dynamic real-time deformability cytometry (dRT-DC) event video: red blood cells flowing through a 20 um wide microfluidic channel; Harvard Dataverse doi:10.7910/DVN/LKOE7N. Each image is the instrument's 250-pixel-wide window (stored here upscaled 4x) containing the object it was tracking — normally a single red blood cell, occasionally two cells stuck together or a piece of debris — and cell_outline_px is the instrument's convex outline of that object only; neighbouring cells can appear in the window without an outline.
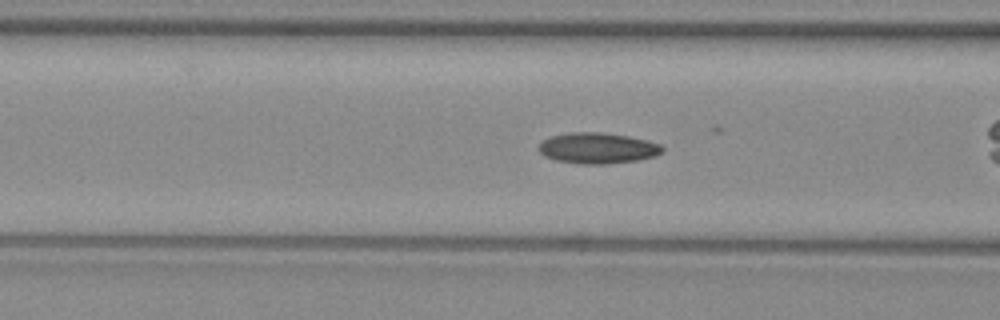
{"species": "common noctule bat (a hibernating species)", "species_latin": "Nyctalus noctula", "temperature_condition": "warm", "stored_images_in_passage": 40, "camera_frame_rate_fps": 3000, "um_per_image_px": 0.085, "animal": {"sex": "female", "body_mass_g": 29.2, "forearm_length_mm": 56.3}, "frame": {"image": 1, "passage_image": 6, "time_ms": 1.667, "image_size_px": [1000, 320], "cell_outline_px": [[664, 152], [656, 156], [636, 160], [608, 164], [580, 164], [556, 160], [544, 156], [536, 148], [544, 140], [552, 136], [572, 132], [600, 132], [628, 136], [648, 140], [660, 144], [664, 148]], "centroid_in_image_um": [50.82, 12.59], "position_along_channel_um": 115.8, "area_um2": 22.31}, "authors_computed_cell_mechanics": {"area_um2": 20.9236, "velocity_mm_per_s": 3.8683, "shape_relaxation_time_tau1_ms": null, "shape_relaxation_time_tau2_ms": 4.9071, "deformation_change_tau1": null, "deformation_change_tau2": 0.1083}}